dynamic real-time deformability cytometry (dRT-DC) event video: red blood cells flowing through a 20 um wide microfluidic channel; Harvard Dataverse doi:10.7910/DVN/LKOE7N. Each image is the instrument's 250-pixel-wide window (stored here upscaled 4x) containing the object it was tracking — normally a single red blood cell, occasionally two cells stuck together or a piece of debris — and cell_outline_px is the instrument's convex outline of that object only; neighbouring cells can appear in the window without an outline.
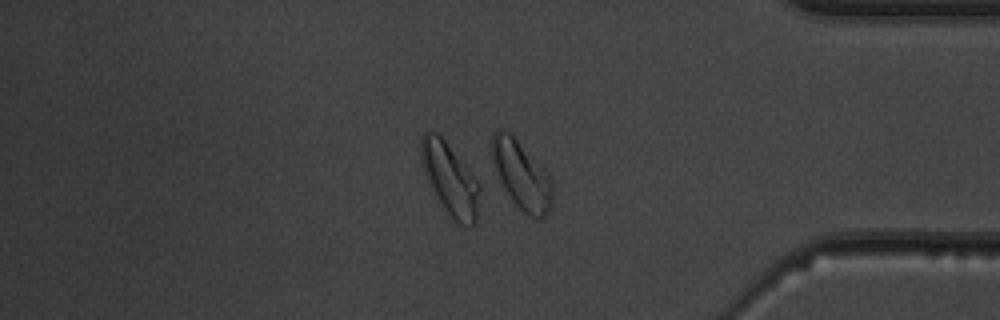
{"species": "common noctule bat (a hibernating species)", "species_latin": "Nyctalus noctula", "temperature_condition": "warm", "stored_images_in_passage": 51, "camera_frame_rate_fps": 3000, "um_per_image_px": 0.085, "animal": {"sex": "male", "body_mass_g": 19.5, "forearm_length_mm": 54.6}, "frame": {"image": 1, "passage_image": 44, "time_ms": 14.333, "image_size_px": [1000, 320], "cell_outline_px": [[480, 188], [476, 224], [460, 224], [444, 208], [432, 188], [424, 168], [420, 156], [420, 140], [424, 132], [436, 132], [444, 140], [468, 168], [480, 184]], "centroid_in_image_um": [38.26, 15.2], "position_along_channel_um": 396.9, "area_um2": 23.76}, "authors_computed_cell_mechanics": {"area_um2": 23.7558, "velocity_mm_per_s": 3.8743, "shape_relaxation_time_tau1_ms": 2.1867, "shape_relaxation_time_tau2_ms": 1.6835, "deformation_change_tau1": 0.0829, "deformation_change_tau2": 0.0473}}